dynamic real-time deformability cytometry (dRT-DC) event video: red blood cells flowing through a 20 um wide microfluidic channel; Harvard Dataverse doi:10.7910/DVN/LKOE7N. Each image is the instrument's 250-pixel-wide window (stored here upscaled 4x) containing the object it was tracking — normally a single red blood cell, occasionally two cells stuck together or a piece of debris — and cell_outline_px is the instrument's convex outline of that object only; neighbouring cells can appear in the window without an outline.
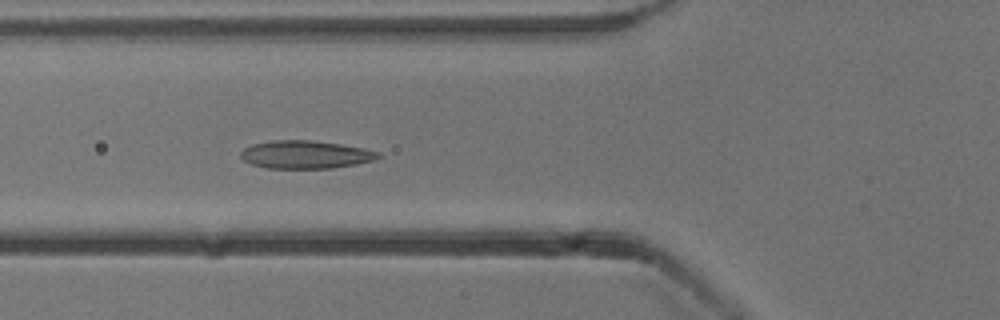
{"species": "common noctule bat (a hibernating species)", "species_latin": "Nyctalus noctula", "temperature_condition": "cold", "stored_images_in_passage": 55, "camera_frame_rate_fps": 3000, "um_per_image_px": 0.085, "animal": {"sex": "male", "body_mass_g": 13.3}, "frame": {"image": 1, "passage_image": 20, "time_ms": 6.333, "image_size_px": [1000, 320], "cell_outline_px": [[380, 156], [372, 160], [356, 164], [332, 168], [268, 168], [252, 164], [244, 160], [240, 156], [240, 152], [244, 148], [252, 144], [272, 140], [312, 140], [340, 144], [364, 148], [380, 152]], "centroid_in_image_um": [25.95, 13.13], "position_along_channel_um": 99.9, "area_um2": 22.31}}
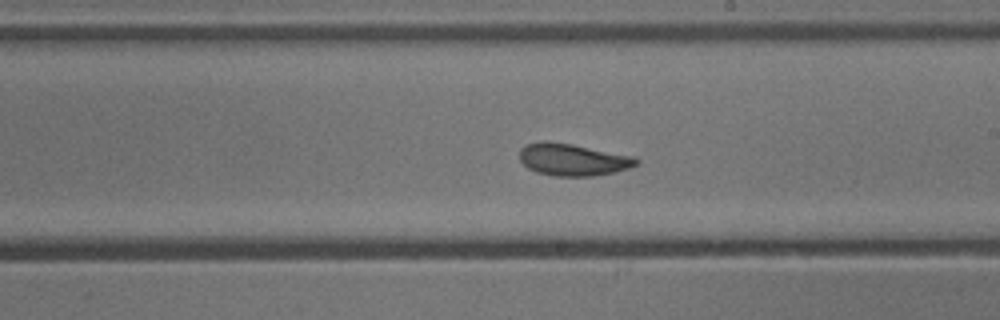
{"frame": {"image": 2, "passage_image": 31, "time_ms": 10.0, "image_size_px": [1000, 320], "cell_outline_px": [[640, 160], [636, 164], [628, 168], [616, 172], [592, 176], [556, 176], [536, 172], [528, 168], [520, 160], [520, 148], [528, 144], [544, 140], [548, 140], [572, 144], [636, 156]], "centroid_in_image_um": [48.71, 13.56], "position_along_channel_um": 240.3, "area_um2": 21.96}}
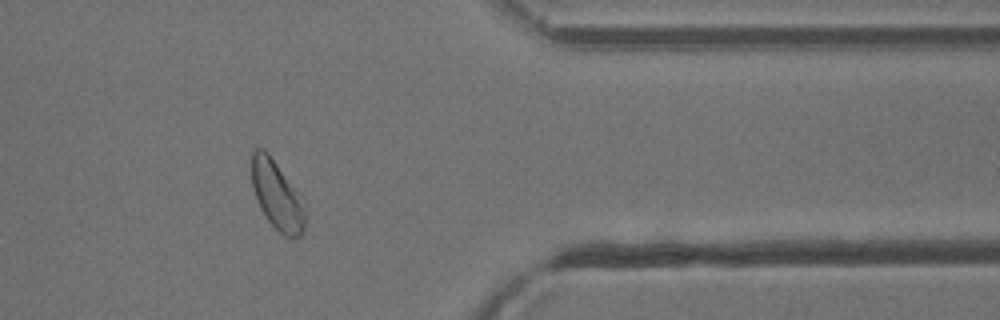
{"frame": {"image": 3, "passage_image": 44, "time_ms": 14.333, "image_size_px": [1000, 320], "cell_outline_px": [[308, 204], [304, 232], [300, 236], [284, 236], [268, 220], [260, 208], [252, 188], [252, 152], [256, 148], [264, 148], [268, 152]], "centroid_in_image_um": [23.6, 16.6], "position_along_channel_um": 387.8, "area_um2": 21.85}, "authors_computed_cell_mechanics": {"area_um2": 23.0622, "velocity_mm_per_s": 3.8349, "shape_relaxation_time_tau1_ms": 3.4982, "shape_relaxation_time_tau2_ms": 1.5143, "deformation_change_tau1": 0.1164, "deformation_change_tau2": 0.0688}}